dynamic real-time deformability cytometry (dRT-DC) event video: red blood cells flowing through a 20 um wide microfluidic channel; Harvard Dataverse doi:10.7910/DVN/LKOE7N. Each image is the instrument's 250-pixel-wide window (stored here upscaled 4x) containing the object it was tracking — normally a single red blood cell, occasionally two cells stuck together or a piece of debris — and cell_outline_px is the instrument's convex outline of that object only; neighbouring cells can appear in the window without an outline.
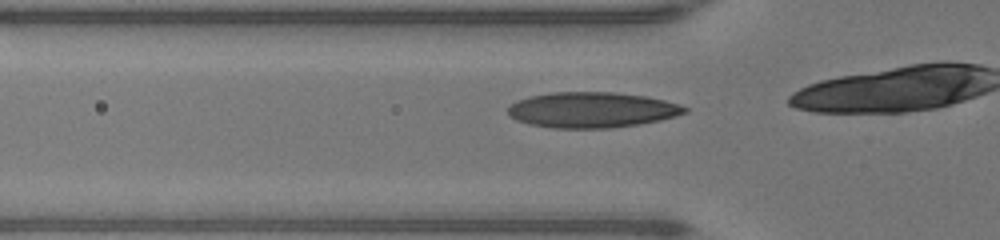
{"species": "human", "species_latin": "Homo sapiens", "temperature_condition": "warm", "stored_images_in_passage": 14, "camera_frame_rate_fps": 3000, "um_per_image_px": 0.085, "donor": {"sex": "male"}, "frame": {"image": 1, "passage_image": 10, "time_ms": 3.0, "image_size_px": [1000, 240], "cell_outline_px": [[688, 112], [676, 116], [660, 120], [640, 124], [608, 128], [552, 128], [528, 124], [516, 120], [508, 116], [508, 108], [516, 100], [528, 96], [552, 92], [616, 92], [644, 96], [664, 100], [680, 104], [688, 108]], "centroid_in_image_um": [50.3, 9.34], "position_along_channel_um": 75.5, "area_um2": 36.88}}
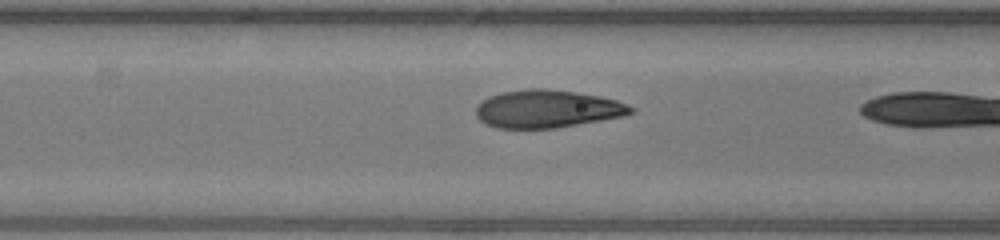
{"frame": {"image": 2, "passage_image": 13, "time_ms": 4.0, "image_size_px": [1000, 240], "cell_outline_px": [[636, 112], [624, 116], [556, 128], [496, 128], [480, 120], [476, 116], [476, 108], [488, 96], [500, 92], [524, 88], [544, 88], [576, 92], [600, 96], [616, 100], [628, 104], [636, 108]], "centroid_in_image_um": [46.55, 9.24], "position_along_channel_um": 120.1, "area_um2": 34.33}}